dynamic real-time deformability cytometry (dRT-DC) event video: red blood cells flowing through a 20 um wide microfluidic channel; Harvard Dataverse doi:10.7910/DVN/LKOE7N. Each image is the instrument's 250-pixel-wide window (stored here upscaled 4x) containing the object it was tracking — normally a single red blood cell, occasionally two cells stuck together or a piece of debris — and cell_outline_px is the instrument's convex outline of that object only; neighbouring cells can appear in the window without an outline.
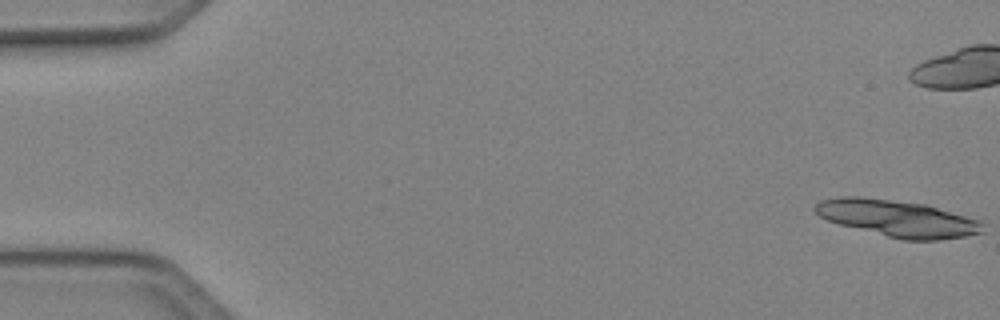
{"species": "Egyptian fruit bat (a non-hibernating species)", "species_latin": "Rousettus aegyptiacus", "temperature_condition": "cold", "stored_images_in_passage": 22, "camera_frame_rate_fps": 3000, "um_per_image_px": 0.085, "animal": {"sex": "female"}, "frame": {"image": 1, "passage_image": 1, "time_ms": 0.0, "image_size_px": [1000, 320], "cell_outline_px": [[984, 232], [964, 236], [940, 240], [904, 240], [840, 224], [828, 220], [820, 216], [812, 208], [820, 200], [840, 196], [860, 196], [924, 204], [980, 220], [984, 224]], "centroid_in_image_um": [76.29, 18.56], "position_along_channel_um": 8.7, "area_um2": 35.49}}